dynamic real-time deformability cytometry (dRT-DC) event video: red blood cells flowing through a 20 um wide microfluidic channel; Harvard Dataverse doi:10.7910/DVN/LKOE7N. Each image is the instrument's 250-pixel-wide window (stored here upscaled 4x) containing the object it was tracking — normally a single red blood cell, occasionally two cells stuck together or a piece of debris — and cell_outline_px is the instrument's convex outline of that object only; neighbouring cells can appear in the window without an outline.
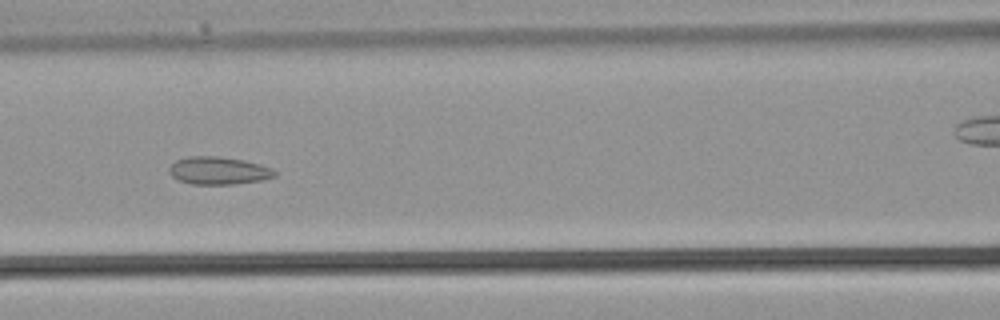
{"species": "common noctule bat (a hibernating species)", "species_latin": "Nyctalus noctula", "temperature_condition": "warm", "stored_images_in_passage": 36, "camera_frame_rate_fps": 3000, "um_per_image_px": 0.085, "animal": {"sex": "male", "body_mass_g": 21.5, "forearm_length_mm": 52.0}, "frame": {"image": 1, "passage_image": 15, "time_ms": 4.667, "image_size_px": [1000, 320], "cell_outline_px": [[276, 176], [264, 180], [236, 184], [192, 184], [180, 180], [172, 176], [168, 172], [168, 168], [176, 160], [188, 156], [216, 156], [244, 160], [260, 164], [272, 168], [276, 172]], "centroid_in_image_um": [18.59, 14.5], "position_along_channel_um": 148.0, "area_um2": 17.11}}
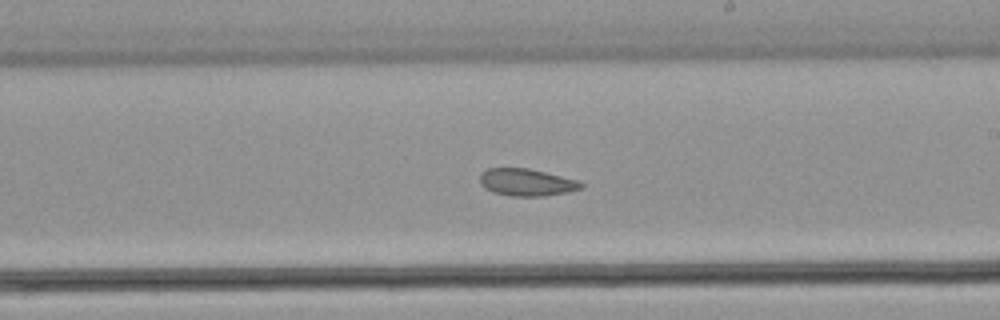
{"frame": {"image": 2, "passage_image": 20, "time_ms": 6.333, "image_size_px": [1000, 320], "cell_outline_px": [[584, 188], [568, 192], [544, 196], [512, 196], [492, 192], [484, 188], [480, 184], [480, 172], [488, 168], [528, 168], [576, 180], [584, 184]], "centroid_in_image_um": [44.73, 15.5], "position_along_channel_um": 244.3, "area_um2": 16.07}}
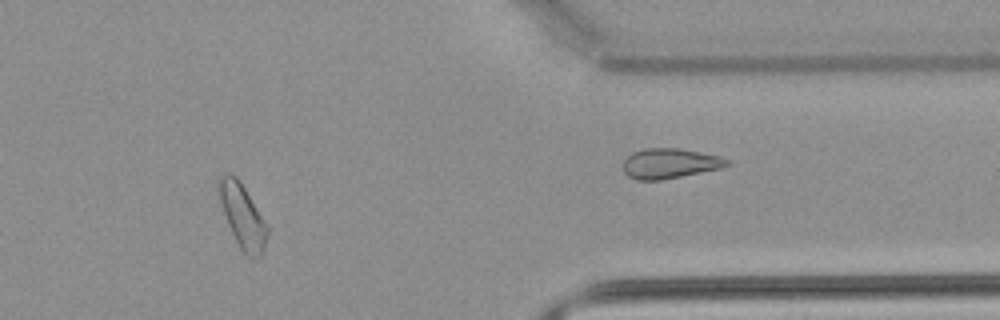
{"frame": {"image": 3, "passage_image": 29, "time_ms": 9.333, "image_size_px": [1000, 320], "cell_outline_px": [[268, 232], [264, 248], [260, 256], [256, 260], [252, 260], [240, 248], [228, 224], [220, 200], [220, 176], [224, 172], [232, 172], [240, 180], [268, 224]], "centroid_in_image_um": [20.66, 18.37], "position_along_channel_um": 390.7, "area_um2": 17.92}}